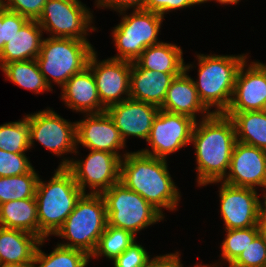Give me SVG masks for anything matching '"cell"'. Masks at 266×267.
I'll use <instances>...</instances> for the list:
<instances>
[{
	"mask_svg": "<svg viewBox=\"0 0 266 267\" xmlns=\"http://www.w3.org/2000/svg\"><path fill=\"white\" fill-rule=\"evenodd\" d=\"M246 61L237 72L232 99L226 112L264 109L266 103V64L258 61L246 65Z\"/></svg>",
	"mask_w": 266,
	"mask_h": 267,
	"instance_id": "obj_16",
	"label": "cell"
},
{
	"mask_svg": "<svg viewBox=\"0 0 266 267\" xmlns=\"http://www.w3.org/2000/svg\"><path fill=\"white\" fill-rule=\"evenodd\" d=\"M33 263H11L0 265V267H33Z\"/></svg>",
	"mask_w": 266,
	"mask_h": 267,
	"instance_id": "obj_43",
	"label": "cell"
},
{
	"mask_svg": "<svg viewBox=\"0 0 266 267\" xmlns=\"http://www.w3.org/2000/svg\"><path fill=\"white\" fill-rule=\"evenodd\" d=\"M106 225V206L102 195L83 194L55 234L70 242L58 245L84 251L91 257Z\"/></svg>",
	"mask_w": 266,
	"mask_h": 267,
	"instance_id": "obj_5",
	"label": "cell"
},
{
	"mask_svg": "<svg viewBox=\"0 0 266 267\" xmlns=\"http://www.w3.org/2000/svg\"><path fill=\"white\" fill-rule=\"evenodd\" d=\"M198 80L193 82L198 97L205 108L212 113H225L228 109L235 86L239 67L247 56L198 54Z\"/></svg>",
	"mask_w": 266,
	"mask_h": 267,
	"instance_id": "obj_4",
	"label": "cell"
},
{
	"mask_svg": "<svg viewBox=\"0 0 266 267\" xmlns=\"http://www.w3.org/2000/svg\"><path fill=\"white\" fill-rule=\"evenodd\" d=\"M229 267H266V246L258 234Z\"/></svg>",
	"mask_w": 266,
	"mask_h": 267,
	"instance_id": "obj_33",
	"label": "cell"
},
{
	"mask_svg": "<svg viewBox=\"0 0 266 267\" xmlns=\"http://www.w3.org/2000/svg\"><path fill=\"white\" fill-rule=\"evenodd\" d=\"M125 143L106 111L87 114L83 120L76 122V145L111 152L122 159L118 150L123 149Z\"/></svg>",
	"mask_w": 266,
	"mask_h": 267,
	"instance_id": "obj_17",
	"label": "cell"
},
{
	"mask_svg": "<svg viewBox=\"0 0 266 267\" xmlns=\"http://www.w3.org/2000/svg\"><path fill=\"white\" fill-rule=\"evenodd\" d=\"M45 240H40L37 246L33 267H87L91 257L84 251L66 248L57 244L51 253L46 254L39 247Z\"/></svg>",
	"mask_w": 266,
	"mask_h": 267,
	"instance_id": "obj_28",
	"label": "cell"
},
{
	"mask_svg": "<svg viewBox=\"0 0 266 267\" xmlns=\"http://www.w3.org/2000/svg\"><path fill=\"white\" fill-rule=\"evenodd\" d=\"M0 227L26 231L39 238L36 199L26 198L1 204Z\"/></svg>",
	"mask_w": 266,
	"mask_h": 267,
	"instance_id": "obj_25",
	"label": "cell"
},
{
	"mask_svg": "<svg viewBox=\"0 0 266 267\" xmlns=\"http://www.w3.org/2000/svg\"><path fill=\"white\" fill-rule=\"evenodd\" d=\"M226 233V237L221 244V258L230 266L240 253L253 242L259 231L257 226H252L244 229H229L226 230Z\"/></svg>",
	"mask_w": 266,
	"mask_h": 267,
	"instance_id": "obj_32",
	"label": "cell"
},
{
	"mask_svg": "<svg viewBox=\"0 0 266 267\" xmlns=\"http://www.w3.org/2000/svg\"><path fill=\"white\" fill-rule=\"evenodd\" d=\"M33 168L25 153H12L0 149V177L22 175Z\"/></svg>",
	"mask_w": 266,
	"mask_h": 267,
	"instance_id": "obj_34",
	"label": "cell"
},
{
	"mask_svg": "<svg viewBox=\"0 0 266 267\" xmlns=\"http://www.w3.org/2000/svg\"><path fill=\"white\" fill-rule=\"evenodd\" d=\"M120 182L137 192L162 215V208L173 211L179 204V189L172 180L165 159L139 150L126 152L120 163Z\"/></svg>",
	"mask_w": 266,
	"mask_h": 267,
	"instance_id": "obj_2",
	"label": "cell"
},
{
	"mask_svg": "<svg viewBox=\"0 0 266 267\" xmlns=\"http://www.w3.org/2000/svg\"><path fill=\"white\" fill-rule=\"evenodd\" d=\"M83 194L67 167L58 166L47 183L39 177L35 199L40 240L46 239L49 235L55 236Z\"/></svg>",
	"mask_w": 266,
	"mask_h": 267,
	"instance_id": "obj_3",
	"label": "cell"
},
{
	"mask_svg": "<svg viewBox=\"0 0 266 267\" xmlns=\"http://www.w3.org/2000/svg\"><path fill=\"white\" fill-rule=\"evenodd\" d=\"M190 68H192L191 64L185 65V70L172 80L160 109L171 113L183 114L198 121L196 119L197 112L204 114L203 118L208 117L212 112H209L201 103L193 78L187 74Z\"/></svg>",
	"mask_w": 266,
	"mask_h": 267,
	"instance_id": "obj_20",
	"label": "cell"
},
{
	"mask_svg": "<svg viewBox=\"0 0 266 267\" xmlns=\"http://www.w3.org/2000/svg\"><path fill=\"white\" fill-rule=\"evenodd\" d=\"M121 158L111 152L91 150L85 160L62 159L59 167H67L78 187L86 194H102L120 181Z\"/></svg>",
	"mask_w": 266,
	"mask_h": 267,
	"instance_id": "obj_10",
	"label": "cell"
},
{
	"mask_svg": "<svg viewBox=\"0 0 266 267\" xmlns=\"http://www.w3.org/2000/svg\"><path fill=\"white\" fill-rule=\"evenodd\" d=\"M28 19L19 13L0 8V53L5 44L20 30Z\"/></svg>",
	"mask_w": 266,
	"mask_h": 267,
	"instance_id": "obj_35",
	"label": "cell"
},
{
	"mask_svg": "<svg viewBox=\"0 0 266 267\" xmlns=\"http://www.w3.org/2000/svg\"><path fill=\"white\" fill-rule=\"evenodd\" d=\"M40 239L26 231L0 227V265L33 263Z\"/></svg>",
	"mask_w": 266,
	"mask_h": 267,
	"instance_id": "obj_23",
	"label": "cell"
},
{
	"mask_svg": "<svg viewBox=\"0 0 266 267\" xmlns=\"http://www.w3.org/2000/svg\"><path fill=\"white\" fill-rule=\"evenodd\" d=\"M201 3L202 0H144V9L164 17L167 12Z\"/></svg>",
	"mask_w": 266,
	"mask_h": 267,
	"instance_id": "obj_38",
	"label": "cell"
},
{
	"mask_svg": "<svg viewBox=\"0 0 266 267\" xmlns=\"http://www.w3.org/2000/svg\"><path fill=\"white\" fill-rule=\"evenodd\" d=\"M107 225L132 232L134 235L164 219V216L137 192L120 181L104 191Z\"/></svg>",
	"mask_w": 266,
	"mask_h": 267,
	"instance_id": "obj_7",
	"label": "cell"
},
{
	"mask_svg": "<svg viewBox=\"0 0 266 267\" xmlns=\"http://www.w3.org/2000/svg\"><path fill=\"white\" fill-rule=\"evenodd\" d=\"M196 120L177 113L159 110L153 120L147 142L152 147L140 152L159 159H165L182 147L190 145Z\"/></svg>",
	"mask_w": 266,
	"mask_h": 267,
	"instance_id": "obj_11",
	"label": "cell"
},
{
	"mask_svg": "<svg viewBox=\"0 0 266 267\" xmlns=\"http://www.w3.org/2000/svg\"><path fill=\"white\" fill-rule=\"evenodd\" d=\"M259 235L262 237L263 242L266 246V218H259L258 224Z\"/></svg>",
	"mask_w": 266,
	"mask_h": 267,
	"instance_id": "obj_41",
	"label": "cell"
},
{
	"mask_svg": "<svg viewBox=\"0 0 266 267\" xmlns=\"http://www.w3.org/2000/svg\"><path fill=\"white\" fill-rule=\"evenodd\" d=\"M61 89V99L68 108L76 110V112L86 115L106 110L101 104L95 78L88 67L73 75Z\"/></svg>",
	"mask_w": 266,
	"mask_h": 267,
	"instance_id": "obj_21",
	"label": "cell"
},
{
	"mask_svg": "<svg viewBox=\"0 0 266 267\" xmlns=\"http://www.w3.org/2000/svg\"><path fill=\"white\" fill-rule=\"evenodd\" d=\"M195 123L191 143L196 154L198 186L221 182L230 166L237 142L232 119L224 113H211Z\"/></svg>",
	"mask_w": 266,
	"mask_h": 267,
	"instance_id": "obj_1",
	"label": "cell"
},
{
	"mask_svg": "<svg viewBox=\"0 0 266 267\" xmlns=\"http://www.w3.org/2000/svg\"><path fill=\"white\" fill-rule=\"evenodd\" d=\"M47 0H1V6L28 20H38Z\"/></svg>",
	"mask_w": 266,
	"mask_h": 267,
	"instance_id": "obj_37",
	"label": "cell"
},
{
	"mask_svg": "<svg viewBox=\"0 0 266 267\" xmlns=\"http://www.w3.org/2000/svg\"><path fill=\"white\" fill-rule=\"evenodd\" d=\"M133 242H135V235L132 232L106 225L91 259L105 256L113 261Z\"/></svg>",
	"mask_w": 266,
	"mask_h": 267,
	"instance_id": "obj_30",
	"label": "cell"
},
{
	"mask_svg": "<svg viewBox=\"0 0 266 267\" xmlns=\"http://www.w3.org/2000/svg\"><path fill=\"white\" fill-rule=\"evenodd\" d=\"M207 1H212V0H202V3H206ZM216 2L220 4H237L240 0H215Z\"/></svg>",
	"mask_w": 266,
	"mask_h": 267,
	"instance_id": "obj_44",
	"label": "cell"
},
{
	"mask_svg": "<svg viewBox=\"0 0 266 267\" xmlns=\"http://www.w3.org/2000/svg\"><path fill=\"white\" fill-rule=\"evenodd\" d=\"M183 51L176 44L160 42L143 50L135 63L141 69L164 73H182L185 70Z\"/></svg>",
	"mask_w": 266,
	"mask_h": 267,
	"instance_id": "obj_24",
	"label": "cell"
},
{
	"mask_svg": "<svg viewBox=\"0 0 266 267\" xmlns=\"http://www.w3.org/2000/svg\"><path fill=\"white\" fill-rule=\"evenodd\" d=\"M263 194V202L260 201V217L259 218H266V187Z\"/></svg>",
	"mask_w": 266,
	"mask_h": 267,
	"instance_id": "obj_42",
	"label": "cell"
},
{
	"mask_svg": "<svg viewBox=\"0 0 266 267\" xmlns=\"http://www.w3.org/2000/svg\"><path fill=\"white\" fill-rule=\"evenodd\" d=\"M265 112H266V103H265V105H264V109H263Z\"/></svg>",
	"mask_w": 266,
	"mask_h": 267,
	"instance_id": "obj_46",
	"label": "cell"
},
{
	"mask_svg": "<svg viewBox=\"0 0 266 267\" xmlns=\"http://www.w3.org/2000/svg\"><path fill=\"white\" fill-rule=\"evenodd\" d=\"M94 51L88 40L49 37L43 38L36 60L50 88L52 81L62 87L73 75L88 66Z\"/></svg>",
	"mask_w": 266,
	"mask_h": 267,
	"instance_id": "obj_6",
	"label": "cell"
},
{
	"mask_svg": "<svg viewBox=\"0 0 266 267\" xmlns=\"http://www.w3.org/2000/svg\"><path fill=\"white\" fill-rule=\"evenodd\" d=\"M1 69L7 79L22 88L36 94H42L47 90L52 91L41 73L36 59L7 63Z\"/></svg>",
	"mask_w": 266,
	"mask_h": 267,
	"instance_id": "obj_27",
	"label": "cell"
},
{
	"mask_svg": "<svg viewBox=\"0 0 266 267\" xmlns=\"http://www.w3.org/2000/svg\"><path fill=\"white\" fill-rule=\"evenodd\" d=\"M42 31L36 20H28L5 44L0 53V68L7 63L36 59L43 40Z\"/></svg>",
	"mask_w": 266,
	"mask_h": 267,
	"instance_id": "obj_22",
	"label": "cell"
},
{
	"mask_svg": "<svg viewBox=\"0 0 266 267\" xmlns=\"http://www.w3.org/2000/svg\"><path fill=\"white\" fill-rule=\"evenodd\" d=\"M179 255L178 252H175L156 256L150 259L148 267H183Z\"/></svg>",
	"mask_w": 266,
	"mask_h": 267,
	"instance_id": "obj_40",
	"label": "cell"
},
{
	"mask_svg": "<svg viewBox=\"0 0 266 267\" xmlns=\"http://www.w3.org/2000/svg\"><path fill=\"white\" fill-rule=\"evenodd\" d=\"M113 262V267H148L150 256L147 250L135 241Z\"/></svg>",
	"mask_w": 266,
	"mask_h": 267,
	"instance_id": "obj_36",
	"label": "cell"
},
{
	"mask_svg": "<svg viewBox=\"0 0 266 267\" xmlns=\"http://www.w3.org/2000/svg\"><path fill=\"white\" fill-rule=\"evenodd\" d=\"M89 10L80 0H47L37 22L50 37L87 40V31H95Z\"/></svg>",
	"mask_w": 266,
	"mask_h": 267,
	"instance_id": "obj_9",
	"label": "cell"
},
{
	"mask_svg": "<svg viewBox=\"0 0 266 267\" xmlns=\"http://www.w3.org/2000/svg\"><path fill=\"white\" fill-rule=\"evenodd\" d=\"M222 182L255 189L266 187V151L254 146L236 142L230 166Z\"/></svg>",
	"mask_w": 266,
	"mask_h": 267,
	"instance_id": "obj_15",
	"label": "cell"
},
{
	"mask_svg": "<svg viewBox=\"0 0 266 267\" xmlns=\"http://www.w3.org/2000/svg\"><path fill=\"white\" fill-rule=\"evenodd\" d=\"M30 148L34 141L40 142L55 155L78 153L76 145V122H68L55 111L47 108L27 115Z\"/></svg>",
	"mask_w": 266,
	"mask_h": 267,
	"instance_id": "obj_12",
	"label": "cell"
},
{
	"mask_svg": "<svg viewBox=\"0 0 266 267\" xmlns=\"http://www.w3.org/2000/svg\"><path fill=\"white\" fill-rule=\"evenodd\" d=\"M0 149L12 153H25L30 149L27 115L23 120L0 125Z\"/></svg>",
	"mask_w": 266,
	"mask_h": 267,
	"instance_id": "obj_31",
	"label": "cell"
},
{
	"mask_svg": "<svg viewBox=\"0 0 266 267\" xmlns=\"http://www.w3.org/2000/svg\"><path fill=\"white\" fill-rule=\"evenodd\" d=\"M219 197L224 230L257 226L260 217V198L257 190L235 187L221 181Z\"/></svg>",
	"mask_w": 266,
	"mask_h": 267,
	"instance_id": "obj_14",
	"label": "cell"
},
{
	"mask_svg": "<svg viewBox=\"0 0 266 267\" xmlns=\"http://www.w3.org/2000/svg\"><path fill=\"white\" fill-rule=\"evenodd\" d=\"M160 108L150 103L126 99L106 108L124 142L126 137L135 136L147 141L153 120Z\"/></svg>",
	"mask_w": 266,
	"mask_h": 267,
	"instance_id": "obj_18",
	"label": "cell"
},
{
	"mask_svg": "<svg viewBox=\"0 0 266 267\" xmlns=\"http://www.w3.org/2000/svg\"><path fill=\"white\" fill-rule=\"evenodd\" d=\"M96 54H91L87 67L95 78L101 104L108 108L129 99L131 62L112 58L100 62Z\"/></svg>",
	"mask_w": 266,
	"mask_h": 267,
	"instance_id": "obj_13",
	"label": "cell"
},
{
	"mask_svg": "<svg viewBox=\"0 0 266 267\" xmlns=\"http://www.w3.org/2000/svg\"><path fill=\"white\" fill-rule=\"evenodd\" d=\"M95 3H97V8H111L119 12L120 15H124L125 11L131 7L134 8L133 10L144 9V0H96Z\"/></svg>",
	"mask_w": 266,
	"mask_h": 267,
	"instance_id": "obj_39",
	"label": "cell"
},
{
	"mask_svg": "<svg viewBox=\"0 0 266 267\" xmlns=\"http://www.w3.org/2000/svg\"><path fill=\"white\" fill-rule=\"evenodd\" d=\"M112 30L118 54L112 59L135 62L143 50L160 43L157 36L164 17L145 9L124 15Z\"/></svg>",
	"mask_w": 266,
	"mask_h": 267,
	"instance_id": "obj_8",
	"label": "cell"
},
{
	"mask_svg": "<svg viewBox=\"0 0 266 267\" xmlns=\"http://www.w3.org/2000/svg\"><path fill=\"white\" fill-rule=\"evenodd\" d=\"M214 266L217 267V264L216 265H212V266L211 265L209 266L208 264L207 265H204V264L203 265H201V264L198 265V264H196L194 267H214Z\"/></svg>",
	"mask_w": 266,
	"mask_h": 267,
	"instance_id": "obj_45",
	"label": "cell"
},
{
	"mask_svg": "<svg viewBox=\"0 0 266 267\" xmlns=\"http://www.w3.org/2000/svg\"><path fill=\"white\" fill-rule=\"evenodd\" d=\"M180 74L141 69L135 62H131L130 98L160 108L172 80Z\"/></svg>",
	"mask_w": 266,
	"mask_h": 267,
	"instance_id": "obj_19",
	"label": "cell"
},
{
	"mask_svg": "<svg viewBox=\"0 0 266 267\" xmlns=\"http://www.w3.org/2000/svg\"><path fill=\"white\" fill-rule=\"evenodd\" d=\"M38 179L34 168L22 175L0 177V205L8 201L35 198Z\"/></svg>",
	"mask_w": 266,
	"mask_h": 267,
	"instance_id": "obj_29",
	"label": "cell"
},
{
	"mask_svg": "<svg viewBox=\"0 0 266 267\" xmlns=\"http://www.w3.org/2000/svg\"><path fill=\"white\" fill-rule=\"evenodd\" d=\"M224 114L232 119L238 142L266 151V112L264 110L225 112Z\"/></svg>",
	"mask_w": 266,
	"mask_h": 267,
	"instance_id": "obj_26",
	"label": "cell"
}]
</instances>
